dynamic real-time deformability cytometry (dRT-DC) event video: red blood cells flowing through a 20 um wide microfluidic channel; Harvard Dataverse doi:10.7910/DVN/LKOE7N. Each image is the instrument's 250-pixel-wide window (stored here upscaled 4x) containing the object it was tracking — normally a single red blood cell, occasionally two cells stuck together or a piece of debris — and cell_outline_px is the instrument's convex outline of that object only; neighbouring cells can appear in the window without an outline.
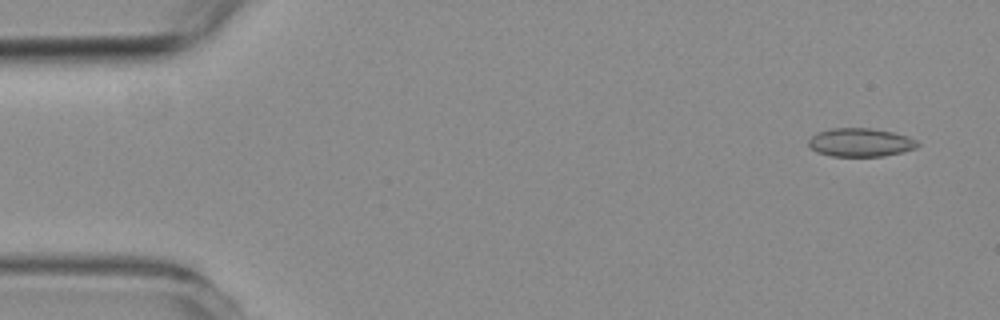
{"species": "common noctule bat (a hibernating species)", "species_latin": "Nyctalus noctula", "temperature_condition": "room temperature", "stored_images_in_passage": 4, "camera_frame_rate_fps": 3000, "um_per_image_px": 0.085, "animal": {"sex": "female", "body_mass_g": 19.3, "forearm_length_mm": 54.1}, "frame": {"image": 1, "passage_image": 1, "time_ms": 0.0, "image_size_px": [1000, 320], "cell_outline_px": [[920, 144], [916, 148], [904, 152], [884, 156], [832, 156], [816, 152], [808, 144], [808, 140], [816, 132], [828, 128], [872, 128], [892, 132], [908, 136], [916, 140]], "centroid_in_image_um": [73.14, 12.1], "position_along_channel_um": 11.9, "area_um2": 18.26}}
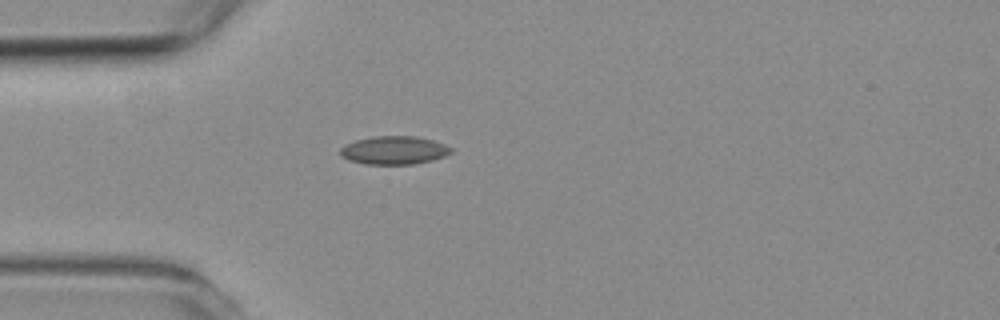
{"frame": {"image": 2, "passage_image": 4, "time_ms": 4.0, "image_size_px": [1000, 320], "cell_outline_px": [[452, 152], [444, 156], [432, 160], [412, 164], [364, 164], [348, 160], [340, 156], [340, 148], [344, 144], [356, 140], [372, 136], [416, 136], [432, 140], [444, 144], [452, 148]], "centroid_in_image_um": [33.45, 12.77], "position_along_channel_um": 51.5, "area_um2": 18.32}}